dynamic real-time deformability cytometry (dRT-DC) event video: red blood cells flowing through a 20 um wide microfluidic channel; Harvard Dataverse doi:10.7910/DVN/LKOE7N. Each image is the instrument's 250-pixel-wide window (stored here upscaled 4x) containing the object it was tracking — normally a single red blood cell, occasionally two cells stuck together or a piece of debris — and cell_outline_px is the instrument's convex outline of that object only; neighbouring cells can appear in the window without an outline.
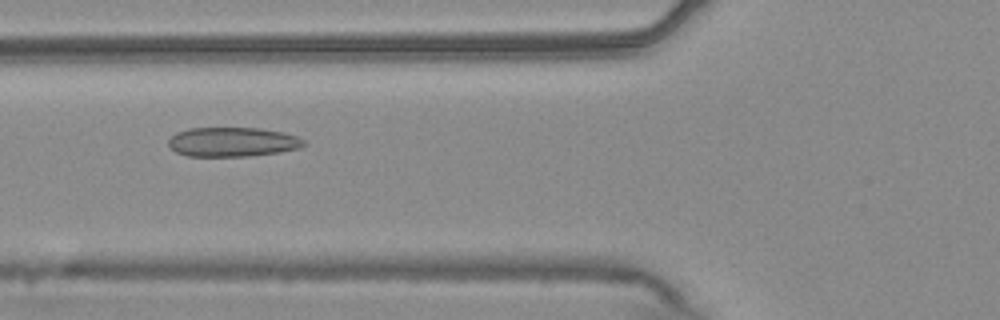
{"species": "common noctule bat (a hibernating species)", "species_latin": "Nyctalus noctula", "temperature_condition": "warm", "stored_images_in_passage": 53, "camera_frame_rate_fps": 3000, "um_per_image_px": 0.085, "animal": {"sex": "male", "body_mass_g": 20.4}, "frame": {"image": 1, "passage_image": 20, "time_ms": 6.333, "image_size_px": [1000, 320], "cell_outline_px": [[308, 144], [300, 148], [280, 152], [248, 156], [188, 156], [176, 152], [168, 144], [168, 140], [176, 132], [188, 128], [260, 128], [284, 132], [296, 136], [304, 140]], "centroid_in_image_um": [19.79, 12.06], "position_along_channel_um": 106.0, "area_um2": 23.29}}
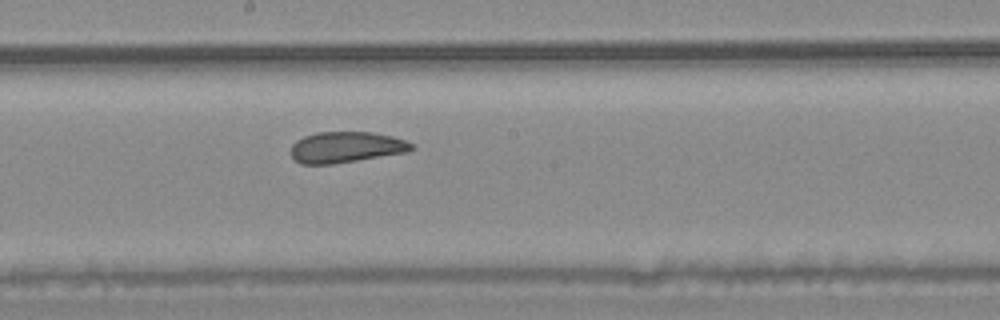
{"frame": {"image": 2, "passage_image": 29, "time_ms": 9.333, "image_size_px": [1000, 320], "cell_outline_px": [[416, 148], [408, 152], [332, 164], [300, 164], [288, 152], [292, 144], [296, 140], [304, 136], [316, 132], [372, 132], [392, 136], [404, 140], [412, 144]], "centroid_in_image_um": [29.38, 12.51], "position_along_channel_um": 218.8, "area_um2": 21.91}}
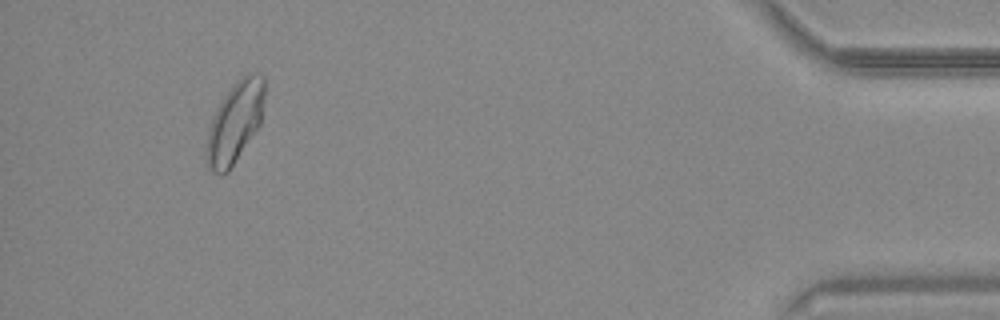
{"frame": {"image": 3, "passage_image": 50, "time_ms": 16.333, "image_size_px": [1000, 320], "cell_outline_px": [[264, 96], [260, 124], [228, 172], [220, 176], [212, 172], [208, 168], [204, 156], [208, 132], [212, 116], [216, 108], [224, 96], [236, 80], [252, 72], [264, 76]], "centroid_in_image_um": [19.93, 10.44], "position_along_channel_um": 415.3, "area_um2": 27.4}, "authors_computed_cell_mechanics": {"area_um2": 23.7558, "velocity_mm_per_s": 3.7473, "shape_relaxation_time_tau1_ms": null, "shape_relaxation_time_tau2_ms": 1.5367, "deformation_change_tau1": null, "deformation_change_tau2": 0.0688}}